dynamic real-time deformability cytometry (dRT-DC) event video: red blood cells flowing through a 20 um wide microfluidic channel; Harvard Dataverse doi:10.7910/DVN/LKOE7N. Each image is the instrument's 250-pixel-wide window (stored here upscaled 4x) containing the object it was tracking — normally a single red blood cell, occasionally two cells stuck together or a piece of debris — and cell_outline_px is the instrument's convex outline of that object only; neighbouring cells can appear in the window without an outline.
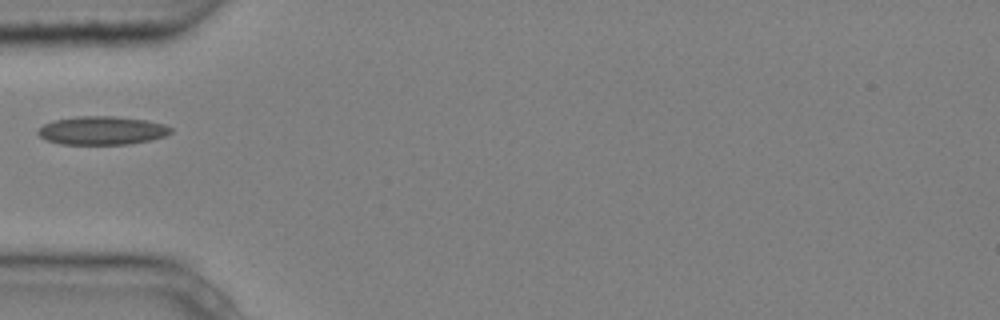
{"species": "common noctule bat (a hibernating species)", "species_latin": "Nyctalus noctula", "temperature_condition": "cold", "stored_images_in_passage": 1, "camera_frame_rate_fps": 3000, "um_per_image_px": 0.085, "animal": {"sex": "male", "body_mass_g": 20.4}, "frame": {"image": 1, "passage_image": 1, "time_ms": 0.0, "image_size_px": [1000, 320], "cell_outline_px": [[172, 132], [164, 136], [148, 140], [128, 144], [60, 144], [48, 140], [40, 136], [36, 132], [44, 124], [52, 120], [76, 116], [112, 116], [144, 120], [164, 124], [172, 128]], "centroid_in_image_um": [8.64, 11.09], "position_along_channel_um": 76.4, "area_um2": 21.85}}